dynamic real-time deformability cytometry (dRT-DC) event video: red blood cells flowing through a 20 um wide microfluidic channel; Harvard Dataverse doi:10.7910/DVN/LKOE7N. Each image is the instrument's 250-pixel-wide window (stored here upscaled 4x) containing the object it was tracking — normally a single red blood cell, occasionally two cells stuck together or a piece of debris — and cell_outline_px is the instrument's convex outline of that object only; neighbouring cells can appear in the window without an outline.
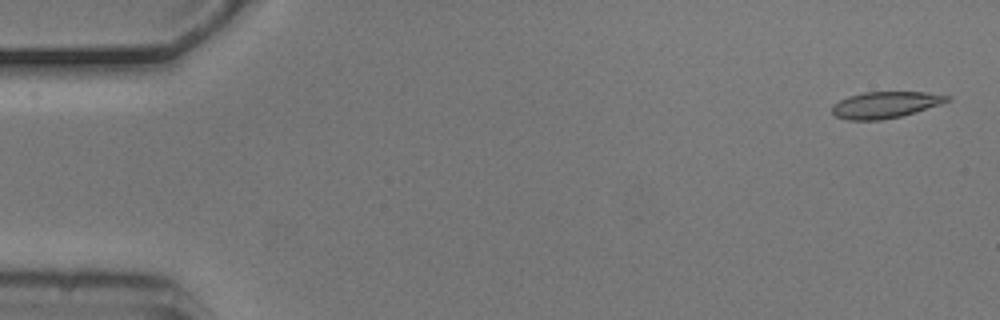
{"species": "common noctule bat (a hibernating species)", "species_latin": "Nyctalus noctula", "temperature_condition": "cold", "stored_images_in_passage": 5, "segment_of_instrument_passage": [2, 2], "camera_frame_rate_fps": 3000, "um_per_image_px": 0.085, "animal": {"sex": "male", "body_mass_g": 20.5, "forearm_length_mm": 52.5}, "frame": {"image": 1, "passage_image": 5, "time_ms": 1.333, "image_size_px": [1000, 320], "cell_outline_px": [[952, 96], [948, 100], [940, 104], [916, 112], [900, 116], [880, 120], [848, 120], [836, 116], [832, 112], [832, 104], [848, 96], [864, 92], [924, 92]], "centroid_in_image_um": [75.22, 8.91], "position_along_channel_um": 9.8, "area_um2": 17.63}}